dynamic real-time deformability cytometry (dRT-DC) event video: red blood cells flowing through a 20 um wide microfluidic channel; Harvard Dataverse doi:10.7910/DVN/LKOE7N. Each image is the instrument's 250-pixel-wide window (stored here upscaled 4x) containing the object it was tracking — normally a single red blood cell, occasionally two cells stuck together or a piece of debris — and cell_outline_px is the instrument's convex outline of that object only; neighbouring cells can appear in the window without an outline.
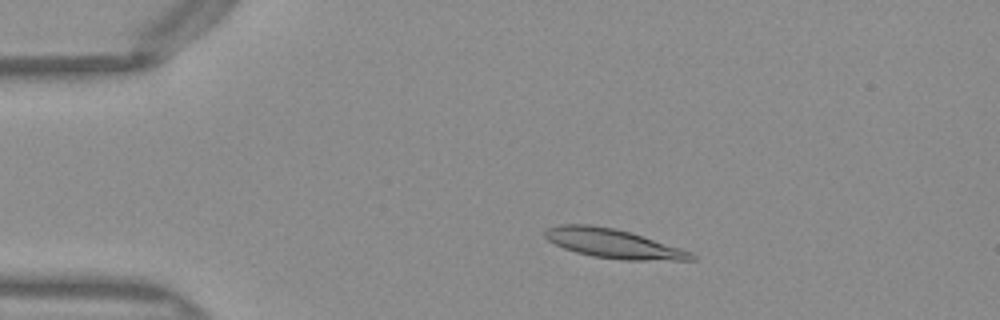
{"species": "Egyptian fruit bat (a non-hibernating species)", "species_latin": "Rousettus aegyptiacus", "temperature_condition": "warm", "stored_images_in_passage": 49, "camera_frame_rate_fps": 3000, "um_per_image_px": 0.085, "frame": {"image": 1, "passage_image": 9, "time_ms": 2.667, "image_size_px": [1000, 320], "cell_outline_px": [[696, 260], [620, 260], [592, 256], [576, 252], [564, 248], [548, 240], [544, 236], [544, 232], [548, 228], [560, 224], [592, 224], [612, 228], [628, 232], [680, 248], [692, 252], [696, 256]], "centroid_in_image_um": [52.11, 20.71], "position_along_channel_um": 32.9, "area_um2": 24.62}}
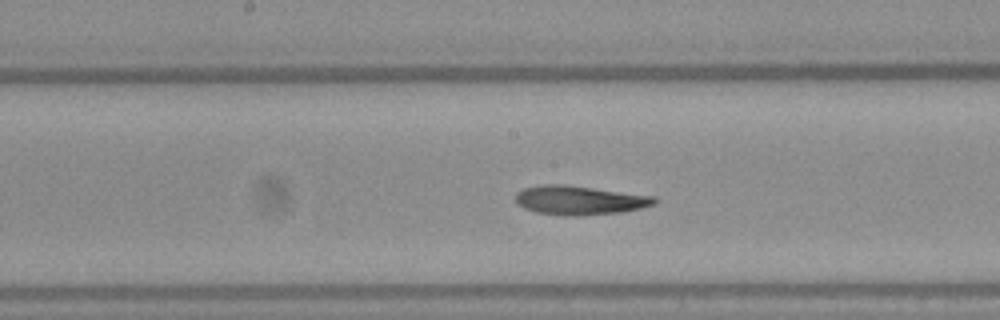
{"frame": {"image": 2, "passage_image": 25, "time_ms": 8.0, "image_size_px": [1000, 320], "cell_outline_px": [[656, 204], [640, 208], [620, 212], [576, 216], [564, 216], [536, 212], [524, 208], [516, 204], [516, 192], [524, 188], [544, 184], [560, 184], [656, 196]], "centroid_in_image_um": [49.23, 17.02], "position_along_channel_um": 199.0, "area_um2": 23.41}}
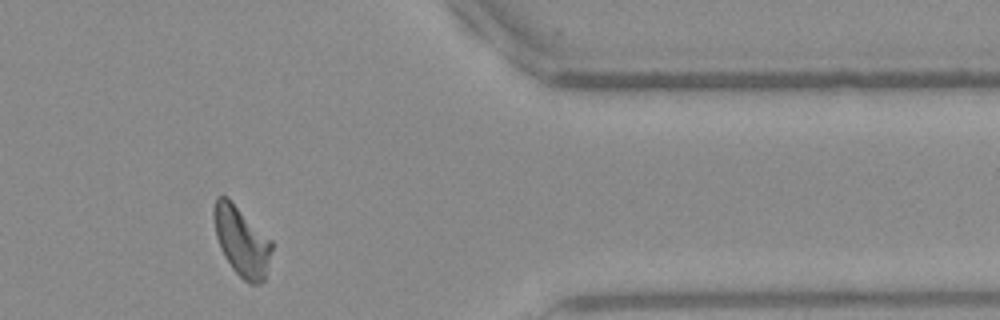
{"frame": {"image": 3, "passage_image": 41, "time_ms": 13.333, "image_size_px": [1000, 320], "cell_outline_px": [[272, 248], [264, 280], [260, 284], [248, 284], [232, 268], [224, 256], [220, 248], [216, 236], [212, 216], [212, 208], [216, 196], [228, 196], [272, 240]], "centroid_in_image_um": [20.51, 20.46], "position_along_channel_um": 390.9, "area_um2": 23.76}, "authors_computed_cell_mechanics": {"area_um2": 23.409, "velocity_mm_per_s": 4.0099, "shape_relaxation_time_tau1_ms": 6.4438, "shape_relaxation_time_tau2_ms": 3.159, "deformation_change_tau1": 0.2111, "deformation_change_tau2": 0.111}}